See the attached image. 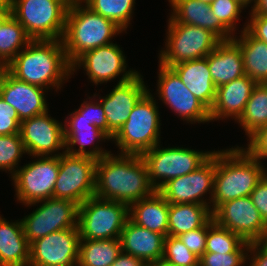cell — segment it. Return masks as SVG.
I'll return each instance as SVG.
<instances>
[{"instance_id":"6da1fadb","label":"cell","mask_w":267,"mask_h":266,"mask_svg":"<svg viewBox=\"0 0 267 266\" xmlns=\"http://www.w3.org/2000/svg\"><path fill=\"white\" fill-rule=\"evenodd\" d=\"M155 191L141 155L110 153L97 160L95 197L130 206Z\"/></svg>"},{"instance_id":"7a4b0ae2","label":"cell","mask_w":267,"mask_h":266,"mask_svg":"<svg viewBox=\"0 0 267 266\" xmlns=\"http://www.w3.org/2000/svg\"><path fill=\"white\" fill-rule=\"evenodd\" d=\"M6 70L18 80L46 88L45 92L51 86L60 89L62 82L74 74L62 40H31Z\"/></svg>"},{"instance_id":"3957f363","label":"cell","mask_w":267,"mask_h":266,"mask_svg":"<svg viewBox=\"0 0 267 266\" xmlns=\"http://www.w3.org/2000/svg\"><path fill=\"white\" fill-rule=\"evenodd\" d=\"M261 164L260 160L252 157L239 146L216 151L211 212L224 202L250 196L259 180L267 172Z\"/></svg>"},{"instance_id":"277c9868","label":"cell","mask_w":267,"mask_h":266,"mask_svg":"<svg viewBox=\"0 0 267 266\" xmlns=\"http://www.w3.org/2000/svg\"><path fill=\"white\" fill-rule=\"evenodd\" d=\"M122 31L110 19L84 6L82 1L71 2L62 38L67 59L72 64L84 52L112 43L111 38Z\"/></svg>"},{"instance_id":"5b68a950","label":"cell","mask_w":267,"mask_h":266,"mask_svg":"<svg viewBox=\"0 0 267 266\" xmlns=\"http://www.w3.org/2000/svg\"><path fill=\"white\" fill-rule=\"evenodd\" d=\"M69 0H11L10 14L32 40H62Z\"/></svg>"},{"instance_id":"8992f818","label":"cell","mask_w":267,"mask_h":266,"mask_svg":"<svg viewBox=\"0 0 267 266\" xmlns=\"http://www.w3.org/2000/svg\"><path fill=\"white\" fill-rule=\"evenodd\" d=\"M157 108L150 91L138 101L128 120L112 138L121 154L142 155L160 143L161 123Z\"/></svg>"},{"instance_id":"52a82bcc","label":"cell","mask_w":267,"mask_h":266,"mask_svg":"<svg viewBox=\"0 0 267 266\" xmlns=\"http://www.w3.org/2000/svg\"><path fill=\"white\" fill-rule=\"evenodd\" d=\"M129 219V206L95 196L79 205L80 240L119 239Z\"/></svg>"},{"instance_id":"ba28073f","label":"cell","mask_w":267,"mask_h":266,"mask_svg":"<svg viewBox=\"0 0 267 266\" xmlns=\"http://www.w3.org/2000/svg\"><path fill=\"white\" fill-rule=\"evenodd\" d=\"M158 146L160 145L157 144L141 155L148 169L150 183L156 191L169 180L198 169L214 153V151L201 152L183 147L161 149Z\"/></svg>"},{"instance_id":"9c48e42d","label":"cell","mask_w":267,"mask_h":266,"mask_svg":"<svg viewBox=\"0 0 267 266\" xmlns=\"http://www.w3.org/2000/svg\"><path fill=\"white\" fill-rule=\"evenodd\" d=\"M168 24L166 49L159 55L160 64L166 67L204 58L221 42L210 30L188 24Z\"/></svg>"},{"instance_id":"30bf717a","label":"cell","mask_w":267,"mask_h":266,"mask_svg":"<svg viewBox=\"0 0 267 266\" xmlns=\"http://www.w3.org/2000/svg\"><path fill=\"white\" fill-rule=\"evenodd\" d=\"M95 158L71 155L63 151L59 155V172L53 190V198L72 200L79 205L95 195Z\"/></svg>"},{"instance_id":"8fae6325","label":"cell","mask_w":267,"mask_h":266,"mask_svg":"<svg viewBox=\"0 0 267 266\" xmlns=\"http://www.w3.org/2000/svg\"><path fill=\"white\" fill-rule=\"evenodd\" d=\"M59 154L39 156L35 162L19 167L13 175L17 200L26 206L53 198L59 172Z\"/></svg>"},{"instance_id":"7c38bea8","label":"cell","mask_w":267,"mask_h":266,"mask_svg":"<svg viewBox=\"0 0 267 266\" xmlns=\"http://www.w3.org/2000/svg\"><path fill=\"white\" fill-rule=\"evenodd\" d=\"M41 202L42 205L35 211L21 219L24 235L29 244L55 231L78 228V203L55 198Z\"/></svg>"},{"instance_id":"4fadbf2b","label":"cell","mask_w":267,"mask_h":266,"mask_svg":"<svg viewBox=\"0 0 267 266\" xmlns=\"http://www.w3.org/2000/svg\"><path fill=\"white\" fill-rule=\"evenodd\" d=\"M212 218L217 225L238 234L247 242H261L267 233V225L250 196L220 204L212 212Z\"/></svg>"},{"instance_id":"5bb4252c","label":"cell","mask_w":267,"mask_h":266,"mask_svg":"<svg viewBox=\"0 0 267 266\" xmlns=\"http://www.w3.org/2000/svg\"><path fill=\"white\" fill-rule=\"evenodd\" d=\"M216 172V151L198 169L186 175L166 182L158 192L169 204L194 203L200 205L211 204L214 191V176ZM211 194L210 203L203 200L208 192Z\"/></svg>"},{"instance_id":"9a60e30c","label":"cell","mask_w":267,"mask_h":266,"mask_svg":"<svg viewBox=\"0 0 267 266\" xmlns=\"http://www.w3.org/2000/svg\"><path fill=\"white\" fill-rule=\"evenodd\" d=\"M78 228L52 232L30 243L28 266H73L78 263Z\"/></svg>"},{"instance_id":"2e32d148","label":"cell","mask_w":267,"mask_h":266,"mask_svg":"<svg viewBox=\"0 0 267 266\" xmlns=\"http://www.w3.org/2000/svg\"><path fill=\"white\" fill-rule=\"evenodd\" d=\"M158 94L164 104L188 122H210L209 109L186 87L178 75L159 63Z\"/></svg>"},{"instance_id":"e0dca14e","label":"cell","mask_w":267,"mask_h":266,"mask_svg":"<svg viewBox=\"0 0 267 266\" xmlns=\"http://www.w3.org/2000/svg\"><path fill=\"white\" fill-rule=\"evenodd\" d=\"M123 54L120 47L112 42L84 52L71 64L72 71L83 66L88 78L97 85L98 83H107L124 72L118 83L126 82L136 76L138 72L126 71V57Z\"/></svg>"},{"instance_id":"ac0fdd59","label":"cell","mask_w":267,"mask_h":266,"mask_svg":"<svg viewBox=\"0 0 267 266\" xmlns=\"http://www.w3.org/2000/svg\"><path fill=\"white\" fill-rule=\"evenodd\" d=\"M20 135L30 156H52L65 149L64 125L48 115V111L21 121Z\"/></svg>"},{"instance_id":"d6986e66","label":"cell","mask_w":267,"mask_h":266,"mask_svg":"<svg viewBox=\"0 0 267 266\" xmlns=\"http://www.w3.org/2000/svg\"><path fill=\"white\" fill-rule=\"evenodd\" d=\"M143 78L140 73L132 79L117 83L112 91L100 99L105 111V117L108 128L116 134L138 103V101L149 91L144 85Z\"/></svg>"},{"instance_id":"ffe728a7","label":"cell","mask_w":267,"mask_h":266,"mask_svg":"<svg viewBox=\"0 0 267 266\" xmlns=\"http://www.w3.org/2000/svg\"><path fill=\"white\" fill-rule=\"evenodd\" d=\"M44 88L18 80L7 70L0 75V96L11 105L21 121L48 111Z\"/></svg>"},{"instance_id":"44dd1931","label":"cell","mask_w":267,"mask_h":266,"mask_svg":"<svg viewBox=\"0 0 267 266\" xmlns=\"http://www.w3.org/2000/svg\"><path fill=\"white\" fill-rule=\"evenodd\" d=\"M256 84L252 78L244 75L218 87L214 103L209 110L210 120L229 117L238 120Z\"/></svg>"},{"instance_id":"7402d4cb","label":"cell","mask_w":267,"mask_h":266,"mask_svg":"<svg viewBox=\"0 0 267 266\" xmlns=\"http://www.w3.org/2000/svg\"><path fill=\"white\" fill-rule=\"evenodd\" d=\"M169 2L173 12L168 23L188 24L210 30L221 41L233 38L234 35L213 14L210 4L198 0H169Z\"/></svg>"},{"instance_id":"603a6c76","label":"cell","mask_w":267,"mask_h":266,"mask_svg":"<svg viewBox=\"0 0 267 266\" xmlns=\"http://www.w3.org/2000/svg\"><path fill=\"white\" fill-rule=\"evenodd\" d=\"M119 239L123 253L147 264L163 258L165 236L140 227L130 219L125 223Z\"/></svg>"},{"instance_id":"cb8c5ba5","label":"cell","mask_w":267,"mask_h":266,"mask_svg":"<svg viewBox=\"0 0 267 266\" xmlns=\"http://www.w3.org/2000/svg\"><path fill=\"white\" fill-rule=\"evenodd\" d=\"M69 116L67 119L70 121H65L64 125L65 152L71 155L89 156L96 160L110 154L109 151L101 150V147L99 148L97 145L92 150L86 151L85 145L94 144L96 139L98 143L101 140H111V138L95 125H90L85 118H78L77 110ZM76 144H79L78 150L73 149Z\"/></svg>"},{"instance_id":"d4e9b609","label":"cell","mask_w":267,"mask_h":266,"mask_svg":"<svg viewBox=\"0 0 267 266\" xmlns=\"http://www.w3.org/2000/svg\"><path fill=\"white\" fill-rule=\"evenodd\" d=\"M206 58L216 88L245 75L242 52L232 39L221 41Z\"/></svg>"},{"instance_id":"484cf974","label":"cell","mask_w":267,"mask_h":266,"mask_svg":"<svg viewBox=\"0 0 267 266\" xmlns=\"http://www.w3.org/2000/svg\"><path fill=\"white\" fill-rule=\"evenodd\" d=\"M170 68L178 75L189 91L209 110L212 107L216 86L213 83L207 58L185 61Z\"/></svg>"},{"instance_id":"4316f807","label":"cell","mask_w":267,"mask_h":266,"mask_svg":"<svg viewBox=\"0 0 267 266\" xmlns=\"http://www.w3.org/2000/svg\"><path fill=\"white\" fill-rule=\"evenodd\" d=\"M170 204L155 191L129 206V219L136 225L168 236Z\"/></svg>"},{"instance_id":"83f0119b","label":"cell","mask_w":267,"mask_h":266,"mask_svg":"<svg viewBox=\"0 0 267 266\" xmlns=\"http://www.w3.org/2000/svg\"><path fill=\"white\" fill-rule=\"evenodd\" d=\"M29 250L21 220L10 223L0 216V266H28Z\"/></svg>"},{"instance_id":"f1b7e54d","label":"cell","mask_w":267,"mask_h":266,"mask_svg":"<svg viewBox=\"0 0 267 266\" xmlns=\"http://www.w3.org/2000/svg\"><path fill=\"white\" fill-rule=\"evenodd\" d=\"M232 40L239 46L245 75L256 83H267V43L254 38L244 27L240 38Z\"/></svg>"},{"instance_id":"f546056e","label":"cell","mask_w":267,"mask_h":266,"mask_svg":"<svg viewBox=\"0 0 267 266\" xmlns=\"http://www.w3.org/2000/svg\"><path fill=\"white\" fill-rule=\"evenodd\" d=\"M211 217L212 212L206 205L170 204L168 235L177 237L188 231L201 228Z\"/></svg>"},{"instance_id":"4dcf8cb0","label":"cell","mask_w":267,"mask_h":266,"mask_svg":"<svg viewBox=\"0 0 267 266\" xmlns=\"http://www.w3.org/2000/svg\"><path fill=\"white\" fill-rule=\"evenodd\" d=\"M120 239L80 240L78 266H111L121 254Z\"/></svg>"},{"instance_id":"1f68e13d","label":"cell","mask_w":267,"mask_h":266,"mask_svg":"<svg viewBox=\"0 0 267 266\" xmlns=\"http://www.w3.org/2000/svg\"><path fill=\"white\" fill-rule=\"evenodd\" d=\"M32 39L24 27L9 14L0 24V59L7 66Z\"/></svg>"},{"instance_id":"d6a6232c","label":"cell","mask_w":267,"mask_h":266,"mask_svg":"<svg viewBox=\"0 0 267 266\" xmlns=\"http://www.w3.org/2000/svg\"><path fill=\"white\" fill-rule=\"evenodd\" d=\"M249 137L258 128L267 125V83H257L237 120Z\"/></svg>"},{"instance_id":"836d02e7","label":"cell","mask_w":267,"mask_h":266,"mask_svg":"<svg viewBox=\"0 0 267 266\" xmlns=\"http://www.w3.org/2000/svg\"><path fill=\"white\" fill-rule=\"evenodd\" d=\"M249 244L238 234L217 225L212 217L208 220L205 253H248Z\"/></svg>"},{"instance_id":"e575fe53","label":"cell","mask_w":267,"mask_h":266,"mask_svg":"<svg viewBox=\"0 0 267 266\" xmlns=\"http://www.w3.org/2000/svg\"><path fill=\"white\" fill-rule=\"evenodd\" d=\"M82 2L125 31L130 24L135 0H82Z\"/></svg>"},{"instance_id":"d590c367","label":"cell","mask_w":267,"mask_h":266,"mask_svg":"<svg viewBox=\"0 0 267 266\" xmlns=\"http://www.w3.org/2000/svg\"><path fill=\"white\" fill-rule=\"evenodd\" d=\"M25 153L27 152L20 133L0 136V170L10 171L13 175Z\"/></svg>"},{"instance_id":"8d00e7d4","label":"cell","mask_w":267,"mask_h":266,"mask_svg":"<svg viewBox=\"0 0 267 266\" xmlns=\"http://www.w3.org/2000/svg\"><path fill=\"white\" fill-rule=\"evenodd\" d=\"M162 259L175 266H199V257L191 252L178 237L170 235L165 237Z\"/></svg>"},{"instance_id":"74e56055","label":"cell","mask_w":267,"mask_h":266,"mask_svg":"<svg viewBox=\"0 0 267 266\" xmlns=\"http://www.w3.org/2000/svg\"><path fill=\"white\" fill-rule=\"evenodd\" d=\"M243 8L246 7L236 0H213L210 3L213 14L232 34Z\"/></svg>"},{"instance_id":"f35d334b","label":"cell","mask_w":267,"mask_h":266,"mask_svg":"<svg viewBox=\"0 0 267 266\" xmlns=\"http://www.w3.org/2000/svg\"><path fill=\"white\" fill-rule=\"evenodd\" d=\"M90 102L84 101L81 104V106L77 110L78 118H85L90 122V125H95L112 139L115 134L108 128L105 111L101 102Z\"/></svg>"},{"instance_id":"ab89813d","label":"cell","mask_w":267,"mask_h":266,"mask_svg":"<svg viewBox=\"0 0 267 266\" xmlns=\"http://www.w3.org/2000/svg\"><path fill=\"white\" fill-rule=\"evenodd\" d=\"M247 256V253H204L199 266H243Z\"/></svg>"},{"instance_id":"60d3db41","label":"cell","mask_w":267,"mask_h":266,"mask_svg":"<svg viewBox=\"0 0 267 266\" xmlns=\"http://www.w3.org/2000/svg\"><path fill=\"white\" fill-rule=\"evenodd\" d=\"M207 234L208 221L201 228L188 231L177 237L191 252L200 258L205 253Z\"/></svg>"},{"instance_id":"b9f144b4","label":"cell","mask_w":267,"mask_h":266,"mask_svg":"<svg viewBox=\"0 0 267 266\" xmlns=\"http://www.w3.org/2000/svg\"><path fill=\"white\" fill-rule=\"evenodd\" d=\"M17 111L0 96V136L20 133Z\"/></svg>"},{"instance_id":"7bdbcfd3","label":"cell","mask_w":267,"mask_h":266,"mask_svg":"<svg viewBox=\"0 0 267 266\" xmlns=\"http://www.w3.org/2000/svg\"><path fill=\"white\" fill-rule=\"evenodd\" d=\"M249 144L245 150L254 158H267V125L258 128L249 136Z\"/></svg>"},{"instance_id":"ee69618b","label":"cell","mask_w":267,"mask_h":266,"mask_svg":"<svg viewBox=\"0 0 267 266\" xmlns=\"http://www.w3.org/2000/svg\"><path fill=\"white\" fill-rule=\"evenodd\" d=\"M250 198L267 225V173L259 180Z\"/></svg>"},{"instance_id":"f6af8a7d","label":"cell","mask_w":267,"mask_h":266,"mask_svg":"<svg viewBox=\"0 0 267 266\" xmlns=\"http://www.w3.org/2000/svg\"><path fill=\"white\" fill-rule=\"evenodd\" d=\"M246 30L256 39L267 43V15H250Z\"/></svg>"},{"instance_id":"bcb514c9","label":"cell","mask_w":267,"mask_h":266,"mask_svg":"<svg viewBox=\"0 0 267 266\" xmlns=\"http://www.w3.org/2000/svg\"><path fill=\"white\" fill-rule=\"evenodd\" d=\"M247 252L253 254L250 266H267V247L262 242H250Z\"/></svg>"},{"instance_id":"7dc6e473","label":"cell","mask_w":267,"mask_h":266,"mask_svg":"<svg viewBox=\"0 0 267 266\" xmlns=\"http://www.w3.org/2000/svg\"><path fill=\"white\" fill-rule=\"evenodd\" d=\"M111 266H147V263L137 257L121 252Z\"/></svg>"},{"instance_id":"c3c4849f","label":"cell","mask_w":267,"mask_h":266,"mask_svg":"<svg viewBox=\"0 0 267 266\" xmlns=\"http://www.w3.org/2000/svg\"><path fill=\"white\" fill-rule=\"evenodd\" d=\"M250 15H267V0H254Z\"/></svg>"},{"instance_id":"681fc988","label":"cell","mask_w":267,"mask_h":266,"mask_svg":"<svg viewBox=\"0 0 267 266\" xmlns=\"http://www.w3.org/2000/svg\"><path fill=\"white\" fill-rule=\"evenodd\" d=\"M11 0H0V13H10Z\"/></svg>"},{"instance_id":"f907efd6","label":"cell","mask_w":267,"mask_h":266,"mask_svg":"<svg viewBox=\"0 0 267 266\" xmlns=\"http://www.w3.org/2000/svg\"><path fill=\"white\" fill-rule=\"evenodd\" d=\"M147 266H175V265L169 264L168 262L161 259V260H157V261H153L151 263H148Z\"/></svg>"},{"instance_id":"816d5d0a","label":"cell","mask_w":267,"mask_h":266,"mask_svg":"<svg viewBox=\"0 0 267 266\" xmlns=\"http://www.w3.org/2000/svg\"><path fill=\"white\" fill-rule=\"evenodd\" d=\"M237 2H239L240 4H242L244 7L248 6V4H250L251 2H253L254 0H236Z\"/></svg>"},{"instance_id":"f5cc1de1","label":"cell","mask_w":267,"mask_h":266,"mask_svg":"<svg viewBox=\"0 0 267 266\" xmlns=\"http://www.w3.org/2000/svg\"><path fill=\"white\" fill-rule=\"evenodd\" d=\"M6 71V65L0 59V75Z\"/></svg>"},{"instance_id":"db71d44e","label":"cell","mask_w":267,"mask_h":266,"mask_svg":"<svg viewBox=\"0 0 267 266\" xmlns=\"http://www.w3.org/2000/svg\"><path fill=\"white\" fill-rule=\"evenodd\" d=\"M10 13H0V24Z\"/></svg>"},{"instance_id":"11a10c76","label":"cell","mask_w":267,"mask_h":266,"mask_svg":"<svg viewBox=\"0 0 267 266\" xmlns=\"http://www.w3.org/2000/svg\"><path fill=\"white\" fill-rule=\"evenodd\" d=\"M261 242L267 247V233Z\"/></svg>"},{"instance_id":"9f6ffc18","label":"cell","mask_w":267,"mask_h":266,"mask_svg":"<svg viewBox=\"0 0 267 266\" xmlns=\"http://www.w3.org/2000/svg\"><path fill=\"white\" fill-rule=\"evenodd\" d=\"M200 2H204L206 4H210L213 0H198Z\"/></svg>"},{"instance_id":"6f0895ef","label":"cell","mask_w":267,"mask_h":266,"mask_svg":"<svg viewBox=\"0 0 267 266\" xmlns=\"http://www.w3.org/2000/svg\"><path fill=\"white\" fill-rule=\"evenodd\" d=\"M70 2H75V1H82V0H69Z\"/></svg>"}]
</instances>
